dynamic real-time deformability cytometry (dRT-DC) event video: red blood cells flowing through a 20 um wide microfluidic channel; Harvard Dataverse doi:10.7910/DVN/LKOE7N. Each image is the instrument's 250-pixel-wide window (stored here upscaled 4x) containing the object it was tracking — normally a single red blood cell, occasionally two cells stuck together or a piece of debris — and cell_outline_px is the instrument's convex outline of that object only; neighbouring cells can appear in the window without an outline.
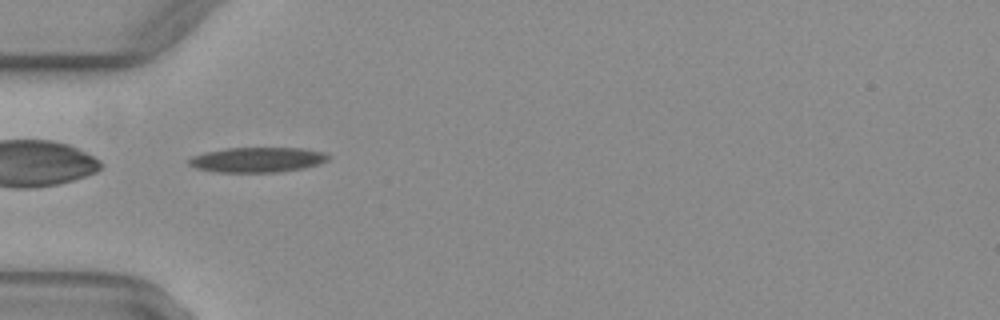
{"species": "common noctule bat (a hibernating species)", "species_latin": "Nyctalus noctula", "temperature_condition": "warm", "stored_images_in_passage": 36, "camera_frame_rate_fps": 3000, "um_per_image_px": 0.085, "animal": {"sex": "female", "body_mass_g": 29.2, "forearm_length_mm": 56.3}, "frame": {"image": 1, "passage_image": 1, "time_ms": 0.0, "image_size_px": [1000, 320], "cell_outline_px": [[328, 160], [320, 164], [304, 168], [280, 172], [216, 172], [196, 168], [188, 164], [188, 160], [192, 156], [204, 152], [224, 148], [300, 148], [324, 152], [328, 156]], "centroid_in_image_um": [21.86, 13.58], "position_along_channel_um": 63.1, "area_um2": 20.4}}
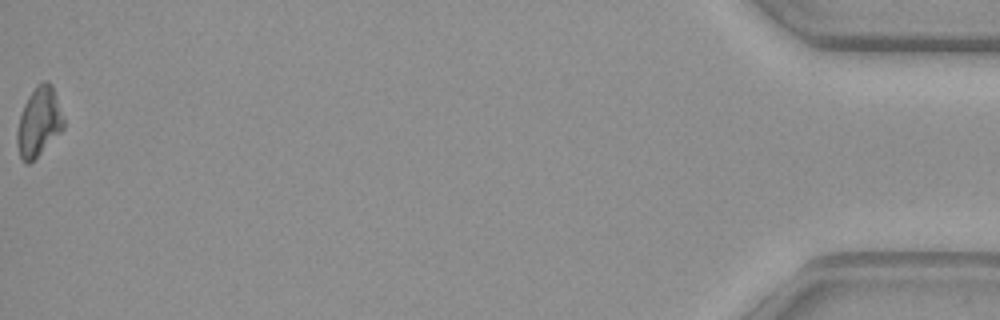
{"frame": {"image": 2, "passage_image": 36, "time_ms": 11.667, "image_size_px": [1000, 320], "cell_outline_px": [[64, 128], [28, 164], [24, 164], [20, 156], [16, 144], [16, 132], [20, 116], [24, 104], [28, 96], [36, 84], [44, 80], [48, 80], [52, 84], [64, 120]], "centroid_in_image_um": [3.28, 10.33], "position_along_channel_um": 431.9, "area_um2": 18.55}}